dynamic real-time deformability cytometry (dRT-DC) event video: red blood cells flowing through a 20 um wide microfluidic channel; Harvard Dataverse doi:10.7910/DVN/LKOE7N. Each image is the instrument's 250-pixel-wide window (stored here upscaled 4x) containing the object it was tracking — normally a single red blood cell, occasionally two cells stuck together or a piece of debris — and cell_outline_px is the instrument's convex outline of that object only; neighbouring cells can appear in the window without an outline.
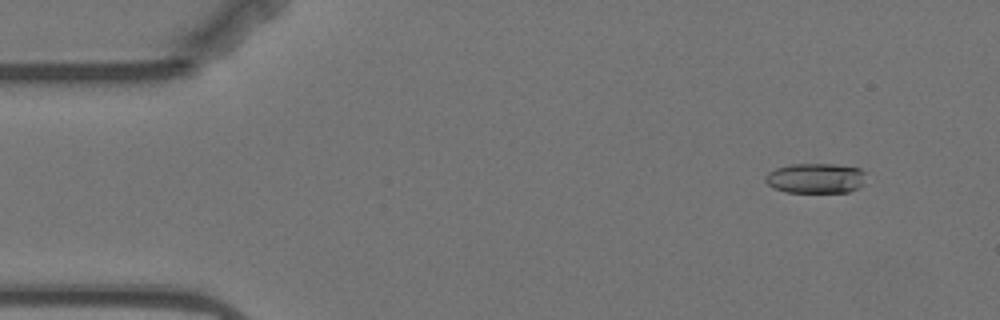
{"species": "Egyptian fruit bat (a non-hibernating species)", "species_latin": "Rousettus aegyptiacus", "temperature_condition": "warm", "stored_images_in_passage": 33, "camera_frame_rate_fps": 3000, "um_per_image_px": 0.085, "animal": {"sex": "female"}, "frame": {"image": 1, "passage_image": 5, "time_ms": 1.333, "image_size_px": [1000, 320], "cell_outline_px": [[864, 184], [848, 192], [784, 192], [772, 188], [764, 180], [764, 176], [768, 172], [776, 168], [792, 164], [832, 164], [860, 168], [864, 172]], "centroid_in_image_um": [69.29, 15.15], "position_along_channel_um": 15.7, "area_um2": 17.69}}
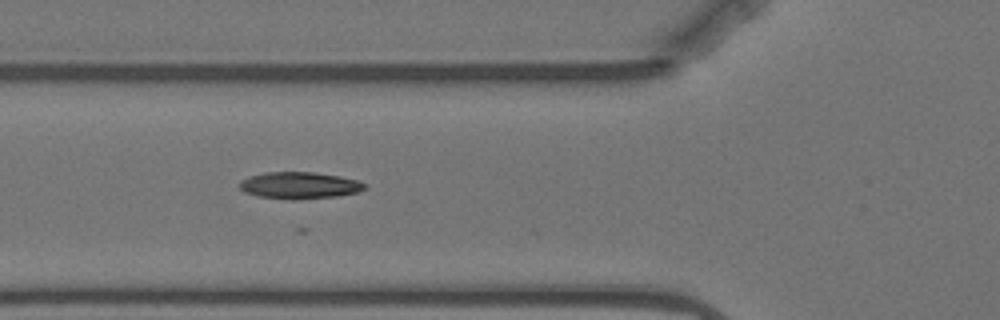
{"frame": {"image": 2, "passage_image": 20, "time_ms": 6.333, "image_size_px": [1000, 320], "cell_outline_px": [[364, 188], [356, 192], [336, 196], [296, 200], [292, 200], [260, 196], [244, 192], [236, 184], [240, 180], [248, 176], [264, 172], [312, 172], [340, 176], [360, 180], [364, 184]], "centroid_in_image_um": [25.39, 15.75], "position_along_channel_um": 100.4, "area_um2": 19.59}}
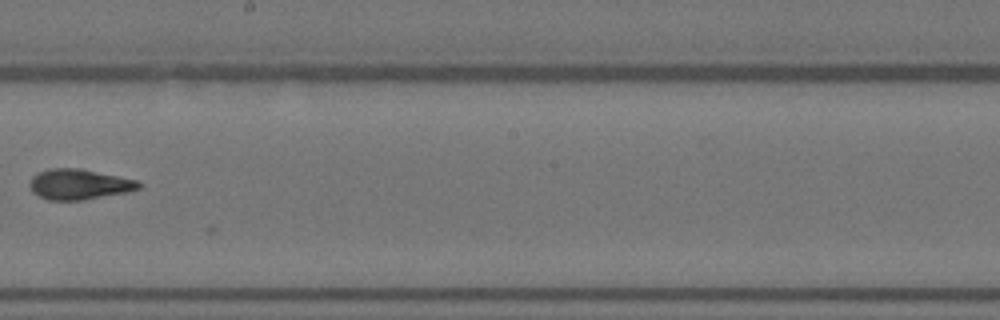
{"frame": {"image": 3, "passage_image": 32, "time_ms": 10.333, "image_size_px": [1000, 320], "cell_outline_px": [[140, 188], [128, 192], [84, 200], [48, 200], [32, 192], [32, 176], [48, 168], [80, 168], [136, 180], [140, 184]], "centroid_in_image_um": [6.74, 15.67], "position_along_channel_um": 241.5, "area_um2": 19.07}}